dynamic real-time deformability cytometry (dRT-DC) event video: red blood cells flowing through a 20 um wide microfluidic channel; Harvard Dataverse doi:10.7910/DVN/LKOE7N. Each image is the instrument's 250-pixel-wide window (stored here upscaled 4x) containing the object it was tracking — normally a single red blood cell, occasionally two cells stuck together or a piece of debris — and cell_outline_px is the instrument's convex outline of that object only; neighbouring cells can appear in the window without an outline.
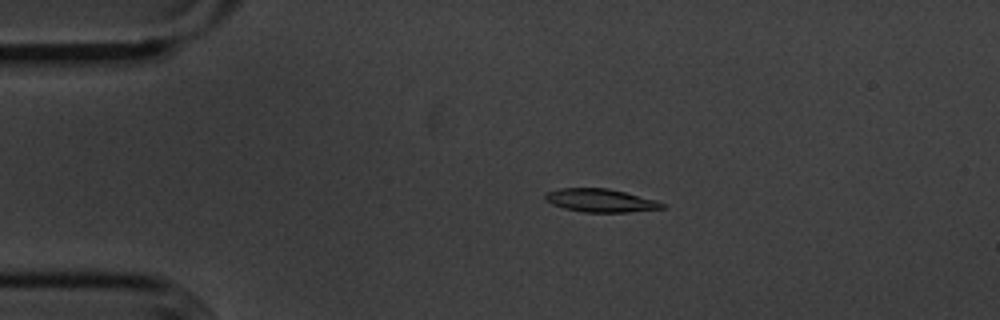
{"species": "common noctule bat (a hibernating species)", "species_latin": "Nyctalus noctula", "temperature_condition": "cold", "stored_images_in_passage": 47, "camera_frame_rate_fps": 3000, "um_per_image_px": 0.085, "animal": {"sex": "male", "body_mass_g": 20.1, "forearm_length_mm": 53.5}, "frame": {"image": 1, "passage_image": 3, "time_ms": 0.667, "image_size_px": [1000, 320], "cell_outline_px": [[664, 208], [628, 212], [584, 212], [564, 208], [552, 204], [544, 200], [544, 192], [560, 188], [608, 188], [656, 200], [664, 204]], "centroid_in_image_um": [50.98, 17.03], "position_along_channel_um": 34.0, "area_um2": 15.78}}
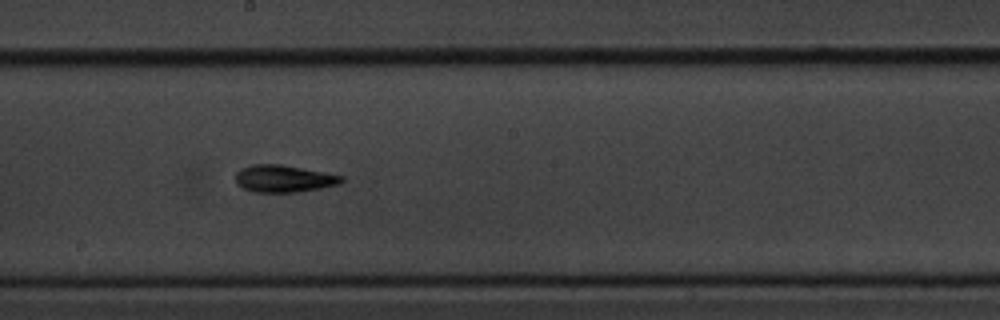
{"frame": {"image": 2, "passage_image": 22, "time_ms": 7.0, "image_size_px": [1000, 320], "cell_outline_px": [[344, 180], [340, 184], [320, 188], [296, 192], [256, 192], [244, 188], [236, 184], [236, 172], [240, 168], [252, 164], [280, 164], [324, 172], [344, 176]], "centroid_in_image_um": [24.11, 15.18], "position_along_channel_um": 224.1, "area_um2": 16.76}}
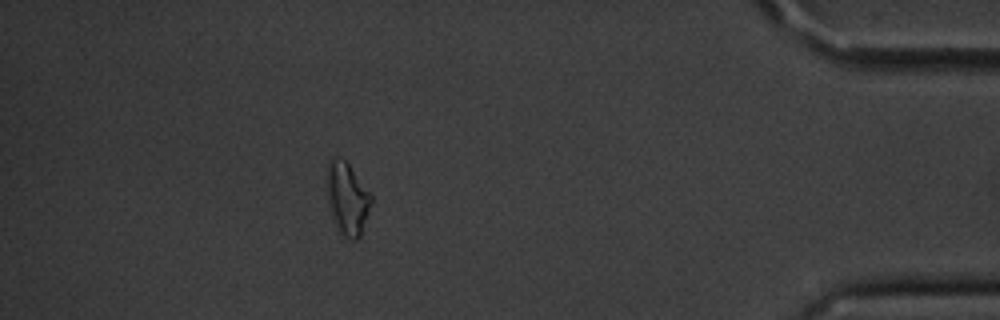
{"frame": {"image": 3, "passage_image": 41, "time_ms": 13.333, "image_size_px": [1000, 320], "cell_outline_px": [[372, 200], [360, 236], [356, 240], [352, 240], [344, 236], [336, 228], [332, 220], [328, 204], [328, 160], [344, 160], [348, 164], [372, 196]], "centroid_in_image_um": [29.51, 16.95], "position_along_channel_um": 405.7, "area_um2": 18.09}, "authors_computed_cell_mechanics": {"area_um2": 16.2996, "velocity_mm_per_s": 3.6132, "shape_relaxation_time_tau1_ms": 2.837, "shape_relaxation_time_tau2_ms": 8.9068, "deformation_change_tau1": 0.1086, "deformation_change_tau2": 0.1781}}